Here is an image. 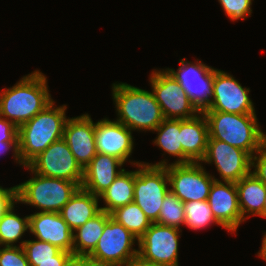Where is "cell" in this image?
Segmentation results:
<instances>
[{
  "label": "cell",
  "instance_id": "6da1fadb",
  "mask_svg": "<svg viewBox=\"0 0 266 266\" xmlns=\"http://www.w3.org/2000/svg\"><path fill=\"white\" fill-rule=\"evenodd\" d=\"M52 102L47 77L35 70L0 92V116L19 128Z\"/></svg>",
  "mask_w": 266,
  "mask_h": 266
},
{
  "label": "cell",
  "instance_id": "7a4b0ae2",
  "mask_svg": "<svg viewBox=\"0 0 266 266\" xmlns=\"http://www.w3.org/2000/svg\"><path fill=\"white\" fill-rule=\"evenodd\" d=\"M53 101L44 110L18 128V155L27 166L53 142L63 138L67 105L55 107Z\"/></svg>",
  "mask_w": 266,
  "mask_h": 266
},
{
  "label": "cell",
  "instance_id": "3957f363",
  "mask_svg": "<svg viewBox=\"0 0 266 266\" xmlns=\"http://www.w3.org/2000/svg\"><path fill=\"white\" fill-rule=\"evenodd\" d=\"M118 118L131 131H154L165 119L153 92L126 83L112 85Z\"/></svg>",
  "mask_w": 266,
  "mask_h": 266
},
{
  "label": "cell",
  "instance_id": "277c9868",
  "mask_svg": "<svg viewBox=\"0 0 266 266\" xmlns=\"http://www.w3.org/2000/svg\"><path fill=\"white\" fill-rule=\"evenodd\" d=\"M209 128V138L228 143L246 151L251 157L266 142L256 114H233L203 111Z\"/></svg>",
  "mask_w": 266,
  "mask_h": 266
},
{
  "label": "cell",
  "instance_id": "5b68a950",
  "mask_svg": "<svg viewBox=\"0 0 266 266\" xmlns=\"http://www.w3.org/2000/svg\"><path fill=\"white\" fill-rule=\"evenodd\" d=\"M24 167L34 176L16 185V201L38 208L40 212L59 213L79 188L75 182L38 175L28 166Z\"/></svg>",
  "mask_w": 266,
  "mask_h": 266
},
{
  "label": "cell",
  "instance_id": "8992f818",
  "mask_svg": "<svg viewBox=\"0 0 266 266\" xmlns=\"http://www.w3.org/2000/svg\"><path fill=\"white\" fill-rule=\"evenodd\" d=\"M136 241L135 235L110 217L88 257L95 266H129L138 257V249L133 247Z\"/></svg>",
  "mask_w": 266,
  "mask_h": 266
},
{
  "label": "cell",
  "instance_id": "52a82bcc",
  "mask_svg": "<svg viewBox=\"0 0 266 266\" xmlns=\"http://www.w3.org/2000/svg\"><path fill=\"white\" fill-rule=\"evenodd\" d=\"M134 171L135 202L152 223L158 220L165 195L169 191V179L165 166H151L142 162H130Z\"/></svg>",
  "mask_w": 266,
  "mask_h": 266
},
{
  "label": "cell",
  "instance_id": "ba28073f",
  "mask_svg": "<svg viewBox=\"0 0 266 266\" xmlns=\"http://www.w3.org/2000/svg\"><path fill=\"white\" fill-rule=\"evenodd\" d=\"M143 163L151 166H165L169 190L184 203L208 200L215 177L210 175L201 163L168 164L166 159L155 164Z\"/></svg>",
  "mask_w": 266,
  "mask_h": 266
},
{
  "label": "cell",
  "instance_id": "9c48e42d",
  "mask_svg": "<svg viewBox=\"0 0 266 266\" xmlns=\"http://www.w3.org/2000/svg\"><path fill=\"white\" fill-rule=\"evenodd\" d=\"M149 80L165 119H190L200 113L181 84L166 69L153 70Z\"/></svg>",
  "mask_w": 266,
  "mask_h": 266
},
{
  "label": "cell",
  "instance_id": "30bf717a",
  "mask_svg": "<svg viewBox=\"0 0 266 266\" xmlns=\"http://www.w3.org/2000/svg\"><path fill=\"white\" fill-rule=\"evenodd\" d=\"M34 173L82 185L83 169L62 138L49 145L27 165Z\"/></svg>",
  "mask_w": 266,
  "mask_h": 266
},
{
  "label": "cell",
  "instance_id": "8fae6325",
  "mask_svg": "<svg viewBox=\"0 0 266 266\" xmlns=\"http://www.w3.org/2000/svg\"><path fill=\"white\" fill-rule=\"evenodd\" d=\"M180 232L181 229L152 223L138 239V257L144 261L159 265L179 266L178 245Z\"/></svg>",
  "mask_w": 266,
  "mask_h": 266
},
{
  "label": "cell",
  "instance_id": "7c38bea8",
  "mask_svg": "<svg viewBox=\"0 0 266 266\" xmlns=\"http://www.w3.org/2000/svg\"><path fill=\"white\" fill-rule=\"evenodd\" d=\"M250 89L229 73L213 68V89L209 107L204 111H220L233 114H255L249 97Z\"/></svg>",
  "mask_w": 266,
  "mask_h": 266
},
{
  "label": "cell",
  "instance_id": "4fadbf2b",
  "mask_svg": "<svg viewBox=\"0 0 266 266\" xmlns=\"http://www.w3.org/2000/svg\"><path fill=\"white\" fill-rule=\"evenodd\" d=\"M180 59V67L166 70L181 84L195 107L203 112L211 101L213 89V68L202 61L189 62Z\"/></svg>",
  "mask_w": 266,
  "mask_h": 266
},
{
  "label": "cell",
  "instance_id": "5bb4252c",
  "mask_svg": "<svg viewBox=\"0 0 266 266\" xmlns=\"http://www.w3.org/2000/svg\"><path fill=\"white\" fill-rule=\"evenodd\" d=\"M203 162H214L222 181L238 182L252 170V157L246 151L212 138L208 139Z\"/></svg>",
  "mask_w": 266,
  "mask_h": 266
},
{
  "label": "cell",
  "instance_id": "9a60e30c",
  "mask_svg": "<svg viewBox=\"0 0 266 266\" xmlns=\"http://www.w3.org/2000/svg\"><path fill=\"white\" fill-rule=\"evenodd\" d=\"M208 203L216 220L228 232H236L244 222L240 212L238 191L235 182L214 178Z\"/></svg>",
  "mask_w": 266,
  "mask_h": 266
},
{
  "label": "cell",
  "instance_id": "2e32d148",
  "mask_svg": "<svg viewBox=\"0 0 266 266\" xmlns=\"http://www.w3.org/2000/svg\"><path fill=\"white\" fill-rule=\"evenodd\" d=\"M63 139L84 169L96 156L95 123L88 113L68 118L64 127Z\"/></svg>",
  "mask_w": 266,
  "mask_h": 266
},
{
  "label": "cell",
  "instance_id": "e0dca14e",
  "mask_svg": "<svg viewBox=\"0 0 266 266\" xmlns=\"http://www.w3.org/2000/svg\"><path fill=\"white\" fill-rule=\"evenodd\" d=\"M132 131L117 121L104 118L95 123V143L97 153L120 159L124 164L134 148Z\"/></svg>",
  "mask_w": 266,
  "mask_h": 266
},
{
  "label": "cell",
  "instance_id": "ac0fdd59",
  "mask_svg": "<svg viewBox=\"0 0 266 266\" xmlns=\"http://www.w3.org/2000/svg\"><path fill=\"white\" fill-rule=\"evenodd\" d=\"M29 232L38 240L49 242L63 251L73 253V230L59 213L30 214Z\"/></svg>",
  "mask_w": 266,
  "mask_h": 266
},
{
  "label": "cell",
  "instance_id": "d6986e66",
  "mask_svg": "<svg viewBox=\"0 0 266 266\" xmlns=\"http://www.w3.org/2000/svg\"><path fill=\"white\" fill-rule=\"evenodd\" d=\"M208 139V122L203 112L190 119H181L183 164L200 163L205 157Z\"/></svg>",
  "mask_w": 266,
  "mask_h": 266
},
{
  "label": "cell",
  "instance_id": "ffe728a7",
  "mask_svg": "<svg viewBox=\"0 0 266 266\" xmlns=\"http://www.w3.org/2000/svg\"><path fill=\"white\" fill-rule=\"evenodd\" d=\"M123 162L113 156L97 153L83 169L81 187L99 196L116 179L122 169Z\"/></svg>",
  "mask_w": 266,
  "mask_h": 266
},
{
  "label": "cell",
  "instance_id": "44dd1931",
  "mask_svg": "<svg viewBox=\"0 0 266 266\" xmlns=\"http://www.w3.org/2000/svg\"><path fill=\"white\" fill-rule=\"evenodd\" d=\"M99 199V196L79 187L61 208L59 214L74 231L101 211L98 205Z\"/></svg>",
  "mask_w": 266,
  "mask_h": 266
},
{
  "label": "cell",
  "instance_id": "7402d4cb",
  "mask_svg": "<svg viewBox=\"0 0 266 266\" xmlns=\"http://www.w3.org/2000/svg\"><path fill=\"white\" fill-rule=\"evenodd\" d=\"M242 219L261 216L264 210L266 184L260 181L251 171L248 175L235 182ZM247 215V216H246Z\"/></svg>",
  "mask_w": 266,
  "mask_h": 266
},
{
  "label": "cell",
  "instance_id": "603a6c76",
  "mask_svg": "<svg viewBox=\"0 0 266 266\" xmlns=\"http://www.w3.org/2000/svg\"><path fill=\"white\" fill-rule=\"evenodd\" d=\"M111 215L101 210L84 225L73 231V254L89 255L97 246L107 220Z\"/></svg>",
  "mask_w": 266,
  "mask_h": 266
},
{
  "label": "cell",
  "instance_id": "cb8c5ba5",
  "mask_svg": "<svg viewBox=\"0 0 266 266\" xmlns=\"http://www.w3.org/2000/svg\"><path fill=\"white\" fill-rule=\"evenodd\" d=\"M105 206L101 210L111 213L116 208L133 202L134 198V171L125 169L119 173L114 182L100 195Z\"/></svg>",
  "mask_w": 266,
  "mask_h": 266
},
{
  "label": "cell",
  "instance_id": "d4e9b609",
  "mask_svg": "<svg viewBox=\"0 0 266 266\" xmlns=\"http://www.w3.org/2000/svg\"><path fill=\"white\" fill-rule=\"evenodd\" d=\"M157 137L153 141L155 145L165 153L177 157L174 164H183V148L181 145V119H164L154 130Z\"/></svg>",
  "mask_w": 266,
  "mask_h": 266
},
{
  "label": "cell",
  "instance_id": "484cf974",
  "mask_svg": "<svg viewBox=\"0 0 266 266\" xmlns=\"http://www.w3.org/2000/svg\"><path fill=\"white\" fill-rule=\"evenodd\" d=\"M13 202L0 218V247L16 246L15 243L21 240L26 231H29V216L24 218L17 215Z\"/></svg>",
  "mask_w": 266,
  "mask_h": 266
},
{
  "label": "cell",
  "instance_id": "4316f807",
  "mask_svg": "<svg viewBox=\"0 0 266 266\" xmlns=\"http://www.w3.org/2000/svg\"><path fill=\"white\" fill-rule=\"evenodd\" d=\"M110 215L111 218L123 225L138 239L152 224L150 219L135 202L116 208Z\"/></svg>",
  "mask_w": 266,
  "mask_h": 266
},
{
  "label": "cell",
  "instance_id": "83f0119b",
  "mask_svg": "<svg viewBox=\"0 0 266 266\" xmlns=\"http://www.w3.org/2000/svg\"><path fill=\"white\" fill-rule=\"evenodd\" d=\"M184 212V225L192 230H201L213 223L222 226L214 217L207 200L185 202Z\"/></svg>",
  "mask_w": 266,
  "mask_h": 266
},
{
  "label": "cell",
  "instance_id": "f1b7e54d",
  "mask_svg": "<svg viewBox=\"0 0 266 266\" xmlns=\"http://www.w3.org/2000/svg\"><path fill=\"white\" fill-rule=\"evenodd\" d=\"M155 223L177 229L185 223L184 202L170 190L164 197L158 220Z\"/></svg>",
  "mask_w": 266,
  "mask_h": 266
},
{
  "label": "cell",
  "instance_id": "f546056e",
  "mask_svg": "<svg viewBox=\"0 0 266 266\" xmlns=\"http://www.w3.org/2000/svg\"><path fill=\"white\" fill-rule=\"evenodd\" d=\"M19 246H23L28 262L56 261V255L61 251L49 242L41 240H23Z\"/></svg>",
  "mask_w": 266,
  "mask_h": 266
},
{
  "label": "cell",
  "instance_id": "4dcf8cb0",
  "mask_svg": "<svg viewBox=\"0 0 266 266\" xmlns=\"http://www.w3.org/2000/svg\"><path fill=\"white\" fill-rule=\"evenodd\" d=\"M253 0H218L225 14L232 20H245L252 13Z\"/></svg>",
  "mask_w": 266,
  "mask_h": 266
},
{
  "label": "cell",
  "instance_id": "1f68e13d",
  "mask_svg": "<svg viewBox=\"0 0 266 266\" xmlns=\"http://www.w3.org/2000/svg\"><path fill=\"white\" fill-rule=\"evenodd\" d=\"M0 266H29L23 246L1 247Z\"/></svg>",
  "mask_w": 266,
  "mask_h": 266
},
{
  "label": "cell",
  "instance_id": "d6a6232c",
  "mask_svg": "<svg viewBox=\"0 0 266 266\" xmlns=\"http://www.w3.org/2000/svg\"><path fill=\"white\" fill-rule=\"evenodd\" d=\"M258 155V156H257ZM251 168L255 176L266 184V142L261 148L252 156Z\"/></svg>",
  "mask_w": 266,
  "mask_h": 266
},
{
  "label": "cell",
  "instance_id": "836d02e7",
  "mask_svg": "<svg viewBox=\"0 0 266 266\" xmlns=\"http://www.w3.org/2000/svg\"><path fill=\"white\" fill-rule=\"evenodd\" d=\"M0 142H18V127L0 116Z\"/></svg>",
  "mask_w": 266,
  "mask_h": 266
},
{
  "label": "cell",
  "instance_id": "e575fe53",
  "mask_svg": "<svg viewBox=\"0 0 266 266\" xmlns=\"http://www.w3.org/2000/svg\"><path fill=\"white\" fill-rule=\"evenodd\" d=\"M16 201V186L3 188L0 186V218L7 208Z\"/></svg>",
  "mask_w": 266,
  "mask_h": 266
},
{
  "label": "cell",
  "instance_id": "d590c367",
  "mask_svg": "<svg viewBox=\"0 0 266 266\" xmlns=\"http://www.w3.org/2000/svg\"><path fill=\"white\" fill-rule=\"evenodd\" d=\"M73 253L66 252L61 250L56 255V261H46V262H29V266H64L66 260L72 255Z\"/></svg>",
  "mask_w": 266,
  "mask_h": 266
},
{
  "label": "cell",
  "instance_id": "8d00e7d4",
  "mask_svg": "<svg viewBox=\"0 0 266 266\" xmlns=\"http://www.w3.org/2000/svg\"><path fill=\"white\" fill-rule=\"evenodd\" d=\"M64 266H95V263L87 255L72 254Z\"/></svg>",
  "mask_w": 266,
  "mask_h": 266
},
{
  "label": "cell",
  "instance_id": "74e56055",
  "mask_svg": "<svg viewBox=\"0 0 266 266\" xmlns=\"http://www.w3.org/2000/svg\"><path fill=\"white\" fill-rule=\"evenodd\" d=\"M9 149L13 150V157L15 158L16 162L21 165L18 155V142H0V154L7 152Z\"/></svg>",
  "mask_w": 266,
  "mask_h": 266
},
{
  "label": "cell",
  "instance_id": "f35d334b",
  "mask_svg": "<svg viewBox=\"0 0 266 266\" xmlns=\"http://www.w3.org/2000/svg\"><path fill=\"white\" fill-rule=\"evenodd\" d=\"M129 266H165V265L150 263L137 257Z\"/></svg>",
  "mask_w": 266,
  "mask_h": 266
},
{
  "label": "cell",
  "instance_id": "ab89813d",
  "mask_svg": "<svg viewBox=\"0 0 266 266\" xmlns=\"http://www.w3.org/2000/svg\"><path fill=\"white\" fill-rule=\"evenodd\" d=\"M261 249L258 252V257H261L264 261H266V232H264Z\"/></svg>",
  "mask_w": 266,
  "mask_h": 266
},
{
  "label": "cell",
  "instance_id": "60d3db41",
  "mask_svg": "<svg viewBox=\"0 0 266 266\" xmlns=\"http://www.w3.org/2000/svg\"><path fill=\"white\" fill-rule=\"evenodd\" d=\"M260 217L266 218V196H265V204H264L263 214Z\"/></svg>",
  "mask_w": 266,
  "mask_h": 266
}]
</instances>
